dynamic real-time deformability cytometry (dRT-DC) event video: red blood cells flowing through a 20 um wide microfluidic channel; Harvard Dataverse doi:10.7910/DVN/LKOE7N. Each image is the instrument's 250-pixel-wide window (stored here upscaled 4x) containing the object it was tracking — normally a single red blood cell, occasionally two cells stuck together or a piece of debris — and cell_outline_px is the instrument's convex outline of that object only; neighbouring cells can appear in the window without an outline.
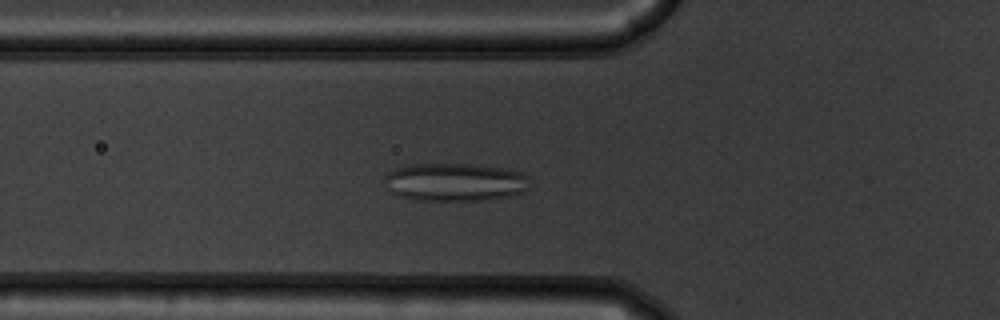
{"species": "common noctule bat (a hibernating species)", "species_latin": "Nyctalus noctula", "temperature_condition": "warm", "stored_images_in_passage": 54, "camera_frame_rate_fps": 3000, "um_per_image_px": 0.085, "animal": {"sex": "male", "body_mass_g": 19.5, "forearm_length_mm": 54.6}, "frame": {"image": 1, "passage_image": 19, "time_ms": 6.0, "image_size_px": [1000, 320], "cell_outline_px": [[528, 188], [512, 196], [480, 200], [416, 200], [396, 196], [380, 184], [384, 176], [388, 172], [396, 168], [416, 164], [480, 164], [520, 172], [528, 176]], "centroid_in_image_um": [38.58, 15.48], "position_along_channel_um": 87.2, "area_um2": 32.54}}
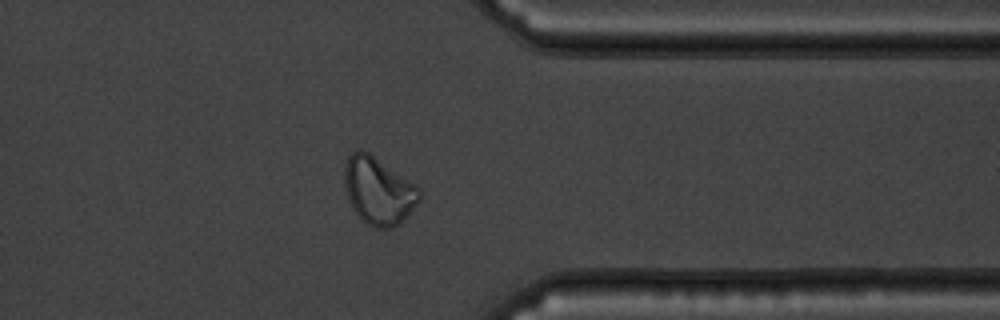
{"frame": {"image": 2, "passage_image": 43, "time_ms": 14.0, "image_size_px": [1000, 320], "cell_outline_px": [[420, 200], [400, 224], [392, 228], [372, 228], [352, 208], [348, 200], [344, 184], [344, 164], [348, 156], [352, 152], [360, 148], [368, 152], [416, 184], [420, 188]], "centroid_in_image_um": [32.16, 16.21], "position_along_channel_um": 379.2, "area_um2": 29.54}}
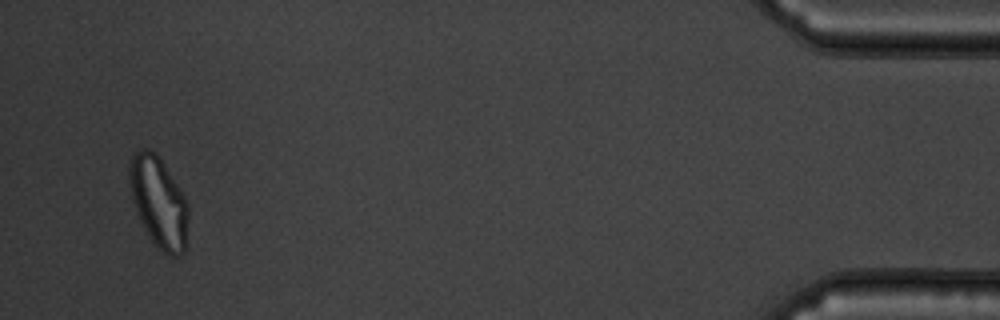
{"frame": {"image": 3, "passage_image": 52, "time_ms": 17.0, "image_size_px": [1000, 320], "cell_outline_px": [[188, 220], [184, 252], [180, 256], [168, 256], [156, 248], [148, 236], [136, 212], [132, 200], [128, 180], [128, 168], [132, 156], [140, 148], [148, 148], [156, 152], [184, 196], [188, 204]], "centroid_in_image_um": [13.46, 17.2], "position_along_channel_um": 421.7, "area_um2": 31.39}, "authors_computed_cell_mechanics": {"area_um2": 29.9693, "velocity_mm_per_s": 3.7241, "shape_relaxation_time_tau1_ms": null, "shape_relaxation_time_tau2_ms": 1.0397, "deformation_change_tau1": null, "deformation_change_tau2": 0.0894}}